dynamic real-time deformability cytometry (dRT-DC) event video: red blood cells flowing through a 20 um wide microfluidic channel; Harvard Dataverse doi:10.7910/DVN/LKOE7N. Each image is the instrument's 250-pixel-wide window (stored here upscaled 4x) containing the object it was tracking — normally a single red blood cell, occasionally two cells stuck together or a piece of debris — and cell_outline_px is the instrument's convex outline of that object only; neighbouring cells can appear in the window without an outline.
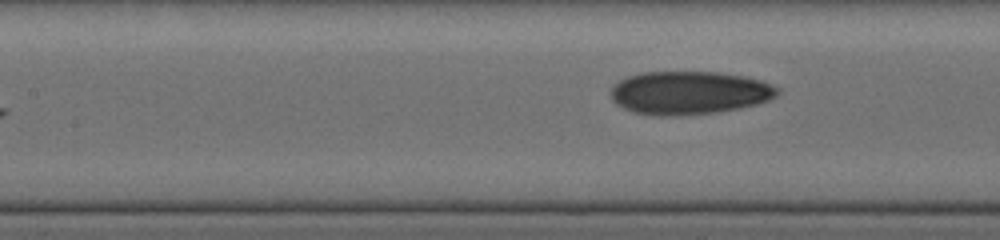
{"species": "human", "species_latin": "Homo sapiens", "temperature_condition": "cold", "stored_images_in_passage": 29, "segment_of_instrument_passage": [2, 2], "camera_frame_rate_fps": 3000, "um_per_image_px": 0.085, "donor": {"sex": "female"}, "frame": {"image": 1, "passage_image": 29, "time_ms": 11.333, "image_size_px": [1000, 240], "cell_outline_px": [[780, 92], [776, 96], [768, 100], [756, 104], [740, 108], [716, 112], [676, 116], [652, 116], [632, 112], [616, 104], [612, 100], [612, 88], [620, 80], [628, 76], [644, 72], [716, 72], [744, 76], [760, 80], [772, 84], [780, 88]], "centroid_in_image_um": [58.6, 7.89], "position_along_channel_um": 148.8, "area_um2": 42.08}}